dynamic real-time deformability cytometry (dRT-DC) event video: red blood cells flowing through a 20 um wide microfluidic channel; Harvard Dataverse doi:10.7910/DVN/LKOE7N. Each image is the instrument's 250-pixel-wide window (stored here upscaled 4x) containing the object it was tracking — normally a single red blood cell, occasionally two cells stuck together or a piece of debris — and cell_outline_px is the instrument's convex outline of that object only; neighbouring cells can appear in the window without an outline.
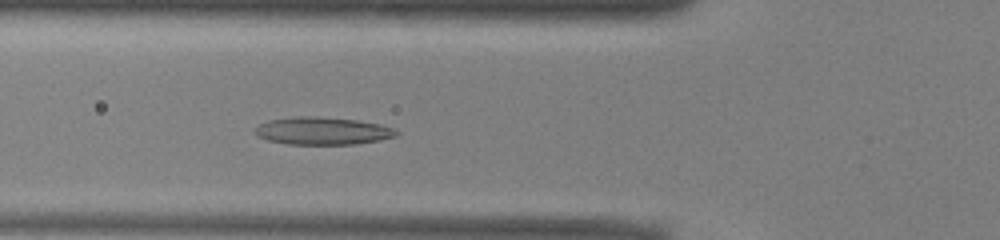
{"species": "common noctule bat (a hibernating species)", "species_latin": "Nyctalus noctula", "temperature_condition": "warm", "stored_images_in_passage": 47, "camera_frame_rate_fps": 3000, "um_per_image_px": 0.085, "animal": {"sex": "male", "body_mass_g": 13.0, "forearm_length_mm": 53.1}, "frame": {"image": 1, "passage_image": 14, "time_ms": 4.333, "image_size_px": [1000, 240], "cell_outline_px": [[400, 132], [396, 136], [380, 140], [356, 144], [288, 144], [268, 140], [256, 136], [256, 128], [260, 124], [268, 120], [300, 116], [308, 116], [360, 120], [380, 124], [392, 128]], "centroid_in_image_um": [27.44, 11.13], "position_along_channel_um": 98.4, "area_um2": 22.6}}
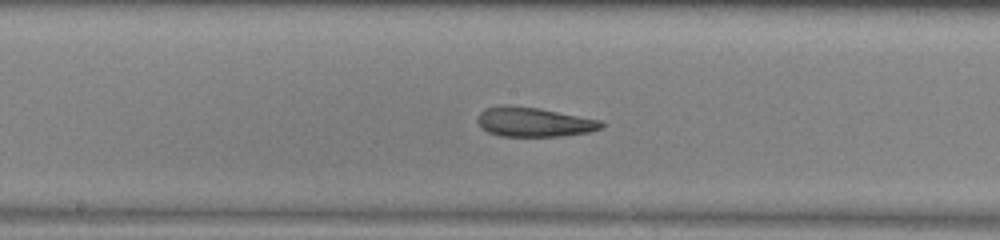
{"frame": {"image": 2, "passage_image": 22, "time_ms": 7.0, "image_size_px": [1000, 240], "cell_outline_px": [[604, 124], [600, 128], [588, 132], [560, 136], [500, 136], [488, 132], [476, 120], [476, 116], [484, 108], [500, 104], [508, 104], [540, 108], [600, 120]], "centroid_in_image_um": [45.32, 10.35], "position_along_channel_um": 202.9, "area_um2": 21.33}}
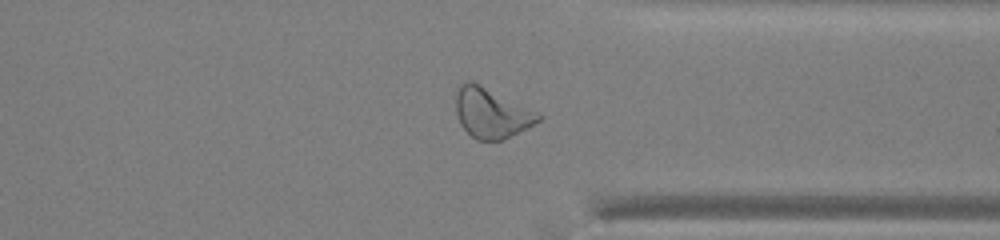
{"frame": {"image": 3, "passage_image": 35, "time_ms": 11.333, "image_size_px": [1000, 240], "cell_outline_px": [[544, 116], [540, 120], [504, 140], [476, 140], [460, 124], [456, 112], [456, 84], [464, 80], [472, 80], [540, 112]], "centroid_in_image_um": [41.76, 9.56], "position_along_channel_um": 369.6, "area_um2": 24.39}, "authors_computed_cell_mechanics": {"area_um2": 23.0622, "velocity_mm_per_s": 3.9135, "shape_relaxation_time_tau1_ms": 8.3389, "shape_relaxation_time_tau2_ms": 3.5221, "deformation_change_tau1": 0.2282, "deformation_change_tau2": 0.0981}}